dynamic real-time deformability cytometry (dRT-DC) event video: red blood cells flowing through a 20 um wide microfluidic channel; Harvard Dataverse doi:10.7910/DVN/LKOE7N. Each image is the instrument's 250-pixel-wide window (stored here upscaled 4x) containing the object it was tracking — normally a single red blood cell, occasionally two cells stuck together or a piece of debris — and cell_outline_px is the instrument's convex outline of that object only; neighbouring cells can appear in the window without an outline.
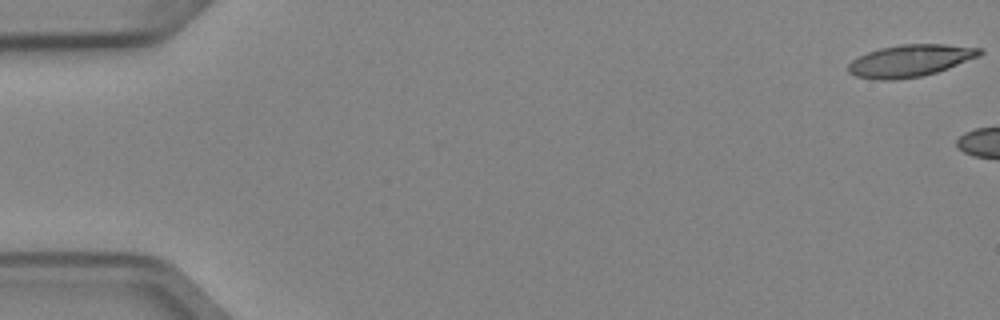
{"species": "Egyptian fruit bat (a non-hibernating species)", "species_latin": "Rousettus aegyptiacus", "temperature_condition": "cold", "stored_images_in_passage": 5, "camera_frame_rate_fps": 3000, "um_per_image_px": 0.085, "animal": {"sex": "female"}, "frame": {"image": 1, "passage_image": 1, "time_ms": 0.0, "image_size_px": [1000, 320], "cell_outline_px": [[984, 52], [980, 56], [948, 68], [936, 72], [920, 76], [892, 80], [880, 80], [856, 76], [848, 72], [848, 64], [852, 60], [868, 52], [880, 48], [900, 44], [944, 44], [984, 48]], "centroid_in_image_um": [77.4, 5.15], "position_along_channel_um": 7.6, "area_um2": 24.51}}